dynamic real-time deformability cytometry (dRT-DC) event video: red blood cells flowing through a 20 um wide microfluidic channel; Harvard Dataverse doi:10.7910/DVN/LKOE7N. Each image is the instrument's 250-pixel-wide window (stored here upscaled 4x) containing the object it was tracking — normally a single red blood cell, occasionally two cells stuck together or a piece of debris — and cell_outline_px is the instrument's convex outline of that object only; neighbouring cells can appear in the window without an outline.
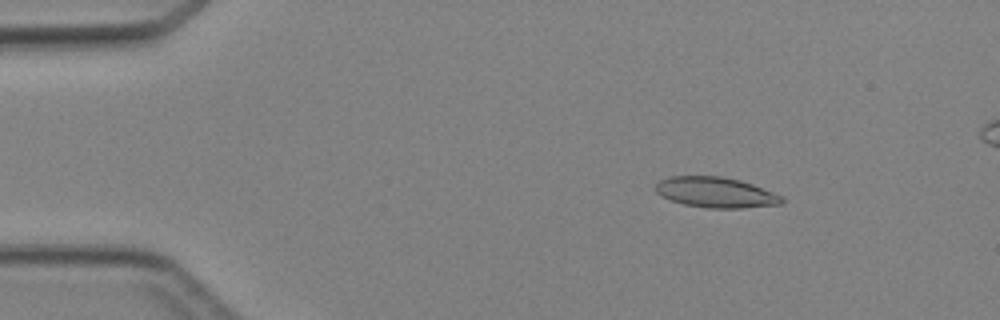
{"species": "Egyptian fruit bat (a non-hibernating species)", "species_latin": "Rousettus aegyptiacus", "temperature_condition": "cold", "stored_images_in_passage": 14, "camera_frame_rate_fps": 3000, "um_per_image_px": 0.085, "animal": {"sex": "female"}, "frame": {"image": 1, "passage_image": 6, "time_ms": 1.667, "image_size_px": [1000, 320], "cell_outline_px": [[784, 200], [780, 204], [744, 208], [708, 208], [684, 204], [660, 196], [656, 192], [656, 184], [660, 180], [668, 176], [720, 176], [740, 180], [752, 184], [784, 196]], "centroid_in_image_um": [60.84, 16.35], "position_along_channel_um": 24.2, "area_um2": 22.43}}